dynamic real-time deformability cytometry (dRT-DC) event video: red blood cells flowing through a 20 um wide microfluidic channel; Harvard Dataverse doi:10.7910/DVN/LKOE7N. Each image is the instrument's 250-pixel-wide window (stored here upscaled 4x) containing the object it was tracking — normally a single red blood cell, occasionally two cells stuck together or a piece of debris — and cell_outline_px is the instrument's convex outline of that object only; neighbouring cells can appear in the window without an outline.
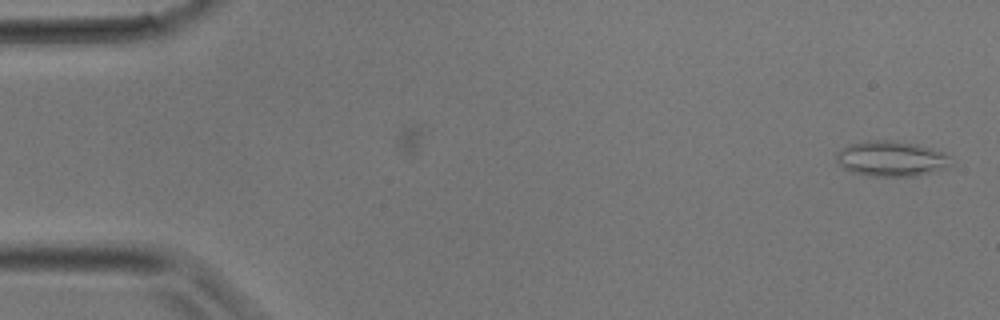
{"species": "common noctule bat (a hibernating species)", "species_latin": "Nyctalus noctula", "temperature_condition": "room temperature", "stored_images_in_passage": 5, "camera_frame_rate_fps": 3000, "um_per_image_px": 0.085, "animal": {"sex": "male", "body_mass_g": 17.9}, "frame": {"image": 1, "passage_image": 5, "time_ms": 1.333, "image_size_px": [1000, 320], "cell_outline_px": [[952, 164], [948, 168], [916, 176], [868, 176], [852, 172], [844, 168], [836, 160], [836, 152], [840, 148], [848, 144], [868, 140], [892, 140], [916, 144], [944, 152], [952, 156]], "centroid_in_image_um": [75.78, 13.48], "position_along_channel_um": 9.2, "area_um2": 23.99}}